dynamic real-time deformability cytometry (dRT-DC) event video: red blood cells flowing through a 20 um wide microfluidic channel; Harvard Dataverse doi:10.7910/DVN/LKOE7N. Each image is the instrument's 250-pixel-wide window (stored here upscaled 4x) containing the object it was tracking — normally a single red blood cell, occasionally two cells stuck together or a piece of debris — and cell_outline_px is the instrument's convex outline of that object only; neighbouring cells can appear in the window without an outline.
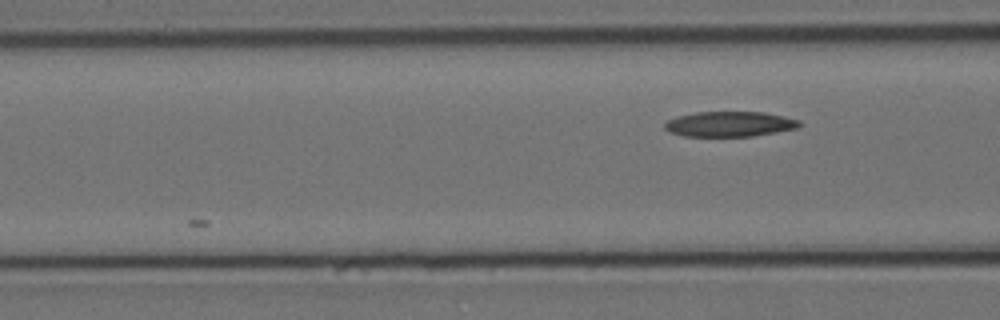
{"species": "Egyptian fruit bat (a non-hibernating species)", "species_latin": "Rousettus aegyptiacus", "temperature_condition": "cold", "stored_images_in_passage": 4, "camera_frame_rate_fps": 3000, "um_per_image_px": 0.085, "animal": {"sex": "female"}, "frame": {"image": 1, "passage_image": 4, "time_ms": 1.0, "image_size_px": [1000, 320], "cell_outline_px": [[800, 124], [796, 128], [776, 132], [752, 136], [684, 136], [668, 132], [664, 128], [664, 124], [668, 120], [676, 116], [696, 112], [764, 112], [784, 116], [800, 120]], "centroid_in_image_um": [61.98, 10.54], "position_along_channel_um": 104.6, "area_um2": 19.77}}